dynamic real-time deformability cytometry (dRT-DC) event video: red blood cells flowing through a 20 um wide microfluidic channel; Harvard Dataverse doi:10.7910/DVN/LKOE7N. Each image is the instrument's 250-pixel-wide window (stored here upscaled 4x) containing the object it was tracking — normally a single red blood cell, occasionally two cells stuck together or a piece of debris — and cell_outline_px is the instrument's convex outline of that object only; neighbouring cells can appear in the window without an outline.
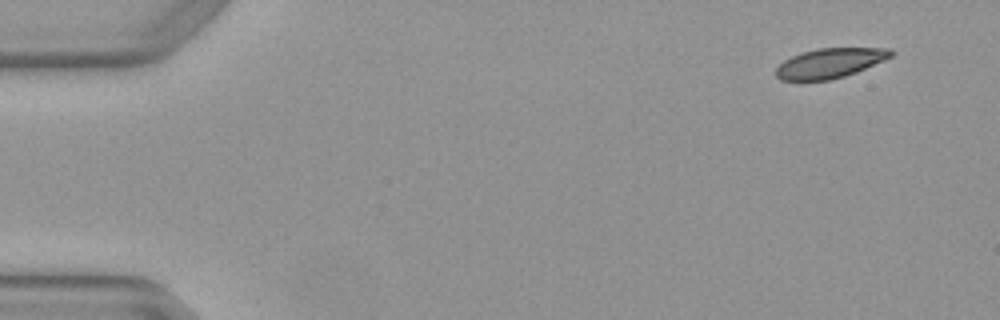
{"species": "Egyptian fruit bat (a non-hibernating species)", "species_latin": "Rousettus aegyptiacus", "temperature_condition": "warm", "stored_images_in_passage": 4, "camera_frame_rate_fps": 3000, "um_per_image_px": 0.085, "animal": {"sex": "female"}, "frame": {"image": 1, "passage_image": 1, "time_ms": 0.0, "image_size_px": [1000, 320], "cell_outline_px": [[896, 52], [892, 56], [884, 60], [856, 72], [832, 80], [780, 80], [776, 76], [776, 68], [784, 60], [800, 52], [816, 48], [892, 48]], "centroid_in_image_um": [70.55, 5.35], "position_along_channel_um": 14.4, "area_um2": 20.0}}
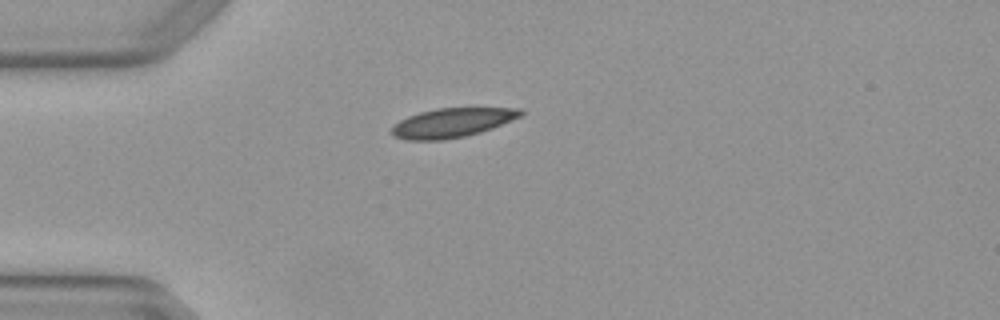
{"frame": {"image": 2, "passage_image": 3, "time_ms": 0.667, "image_size_px": [1000, 320], "cell_outline_px": [[524, 116], [464, 136], [440, 140], [408, 140], [396, 136], [388, 132], [400, 120], [408, 116], [420, 112], [436, 108], [524, 108]], "centroid_in_image_um": [38.43, 10.41], "position_along_channel_um": 46.6, "area_um2": 21.62}}